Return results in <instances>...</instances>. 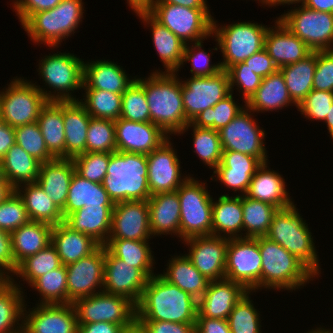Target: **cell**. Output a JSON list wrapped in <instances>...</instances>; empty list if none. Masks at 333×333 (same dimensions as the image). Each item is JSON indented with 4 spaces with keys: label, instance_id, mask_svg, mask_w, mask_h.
Instances as JSON below:
<instances>
[{
    "label": "cell",
    "instance_id": "ab89813d",
    "mask_svg": "<svg viewBox=\"0 0 333 333\" xmlns=\"http://www.w3.org/2000/svg\"><path fill=\"white\" fill-rule=\"evenodd\" d=\"M22 187L24 191L20 187H17L15 191L22 198L30 221L43 222L52 226L64 222L62 211L37 182L23 184Z\"/></svg>",
    "mask_w": 333,
    "mask_h": 333
},
{
    "label": "cell",
    "instance_id": "e0dca14e",
    "mask_svg": "<svg viewBox=\"0 0 333 333\" xmlns=\"http://www.w3.org/2000/svg\"><path fill=\"white\" fill-rule=\"evenodd\" d=\"M105 246L100 245L93 253L82 257L67 269V304L102 291L104 282Z\"/></svg>",
    "mask_w": 333,
    "mask_h": 333
},
{
    "label": "cell",
    "instance_id": "f1b7e54d",
    "mask_svg": "<svg viewBox=\"0 0 333 333\" xmlns=\"http://www.w3.org/2000/svg\"><path fill=\"white\" fill-rule=\"evenodd\" d=\"M91 116L77 100L63 101V123L65 130V158L86 153L87 130Z\"/></svg>",
    "mask_w": 333,
    "mask_h": 333
},
{
    "label": "cell",
    "instance_id": "2a66077c",
    "mask_svg": "<svg viewBox=\"0 0 333 333\" xmlns=\"http://www.w3.org/2000/svg\"><path fill=\"white\" fill-rule=\"evenodd\" d=\"M14 190L15 189L3 176L0 179V202L5 200L12 192H14Z\"/></svg>",
    "mask_w": 333,
    "mask_h": 333
},
{
    "label": "cell",
    "instance_id": "a7ac6f4b",
    "mask_svg": "<svg viewBox=\"0 0 333 333\" xmlns=\"http://www.w3.org/2000/svg\"><path fill=\"white\" fill-rule=\"evenodd\" d=\"M16 270L17 266L13 258L11 233L0 229V273L5 275L7 273L6 276L10 279L8 274L13 273L15 275Z\"/></svg>",
    "mask_w": 333,
    "mask_h": 333
},
{
    "label": "cell",
    "instance_id": "836d02e7",
    "mask_svg": "<svg viewBox=\"0 0 333 333\" xmlns=\"http://www.w3.org/2000/svg\"><path fill=\"white\" fill-rule=\"evenodd\" d=\"M286 190L283 177L274 170L267 169L266 162L257 169L251 178L245 195L282 209L293 204Z\"/></svg>",
    "mask_w": 333,
    "mask_h": 333
},
{
    "label": "cell",
    "instance_id": "94428289",
    "mask_svg": "<svg viewBox=\"0 0 333 333\" xmlns=\"http://www.w3.org/2000/svg\"><path fill=\"white\" fill-rule=\"evenodd\" d=\"M202 43L203 41L196 42L191 46V48L188 46L189 42L186 43L181 65H183V63L186 61H190L192 65L190 69L192 76H213L223 69L220 63L217 65H210V54H207L205 50L201 49L203 45Z\"/></svg>",
    "mask_w": 333,
    "mask_h": 333
},
{
    "label": "cell",
    "instance_id": "277c9868",
    "mask_svg": "<svg viewBox=\"0 0 333 333\" xmlns=\"http://www.w3.org/2000/svg\"><path fill=\"white\" fill-rule=\"evenodd\" d=\"M262 258L261 287L295 290L316 275L296 256L268 239L256 238Z\"/></svg>",
    "mask_w": 333,
    "mask_h": 333
},
{
    "label": "cell",
    "instance_id": "9a60e30c",
    "mask_svg": "<svg viewBox=\"0 0 333 333\" xmlns=\"http://www.w3.org/2000/svg\"><path fill=\"white\" fill-rule=\"evenodd\" d=\"M181 82L183 107L189 122L202 111L214 107L230 93L229 75L226 70L213 76H192Z\"/></svg>",
    "mask_w": 333,
    "mask_h": 333
},
{
    "label": "cell",
    "instance_id": "816d5d0a",
    "mask_svg": "<svg viewBox=\"0 0 333 333\" xmlns=\"http://www.w3.org/2000/svg\"><path fill=\"white\" fill-rule=\"evenodd\" d=\"M232 92L219 101L214 107H209L199 113L190 123L199 128L220 130L232 121L244 108L233 100Z\"/></svg>",
    "mask_w": 333,
    "mask_h": 333
},
{
    "label": "cell",
    "instance_id": "03108f58",
    "mask_svg": "<svg viewBox=\"0 0 333 333\" xmlns=\"http://www.w3.org/2000/svg\"><path fill=\"white\" fill-rule=\"evenodd\" d=\"M146 333H195L196 323L157 320H136Z\"/></svg>",
    "mask_w": 333,
    "mask_h": 333
},
{
    "label": "cell",
    "instance_id": "4dcf8cb0",
    "mask_svg": "<svg viewBox=\"0 0 333 333\" xmlns=\"http://www.w3.org/2000/svg\"><path fill=\"white\" fill-rule=\"evenodd\" d=\"M83 79L82 89H99L123 94L136 77L129 79L123 68L112 61L96 60L84 62Z\"/></svg>",
    "mask_w": 333,
    "mask_h": 333
},
{
    "label": "cell",
    "instance_id": "44dd1931",
    "mask_svg": "<svg viewBox=\"0 0 333 333\" xmlns=\"http://www.w3.org/2000/svg\"><path fill=\"white\" fill-rule=\"evenodd\" d=\"M172 143L165 141L158 149L147 154L148 184L150 195L158 193L174 192L186 180L182 179L180 171V160L177 152L171 146Z\"/></svg>",
    "mask_w": 333,
    "mask_h": 333
},
{
    "label": "cell",
    "instance_id": "8c879c8a",
    "mask_svg": "<svg viewBox=\"0 0 333 333\" xmlns=\"http://www.w3.org/2000/svg\"><path fill=\"white\" fill-rule=\"evenodd\" d=\"M16 143L15 128L0 120V159L6 155L7 151Z\"/></svg>",
    "mask_w": 333,
    "mask_h": 333
},
{
    "label": "cell",
    "instance_id": "ffe728a7",
    "mask_svg": "<svg viewBox=\"0 0 333 333\" xmlns=\"http://www.w3.org/2000/svg\"><path fill=\"white\" fill-rule=\"evenodd\" d=\"M183 241L191 248L185 255L203 276L210 281L225 279L228 238L210 235Z\"/></svg>",
    "mask_w": 333,
    "mask_h": 333
},
{
    "label": "cell",
    "instance_id": "484cf974",
    "mask_svg": "<svg viewBox=\"0 0 333 333\" xmlns=\"http://www.w3.org/2000/svg\"><path fill=\"white\" fill-rule=\"evenodd\" d=\"M262 164L256 157L236 151H223L221 163L213 173L227 188L245 195L251 178Z\"/></svg>",
    "mask_w": 333,
    "mask_h": 333
},
{
    "label": "cell",
    "instance_id": "d6a6232c",
    "mask_svg": "<svg viewBox=\"0 0 333 333\" xmlns=\"http://www.w3.org/2000/svg\"><path fill=\"white\" fill-rule=\"evenodd\" d=\"M136 14L151 26L153 43L167 73H177L182 64L186 44L168 28L156 21L147 11Z\"/></svg>",
    "mask_w": 333,
    "mask_h": 333
},
{
    "label": "cell",
    "instance_id": "ba28073f",
    "mask_svg": "<svg viewBox=\"0 0 333 333\" xmlns=\"http://www.w3.org/2000/svg\"><path fill=\"white\" fill-rule=\"evenodd\" d=\"M200 183L188 176L176 190L181 207L180 238L182 240L212 235L213 198L206 190V183Z\"/></svg>",
    "mask_w": 333,
    "mask_h": 333
},
{
    "label": "cell",
    "instance_id": "4316f807",
    "mask_svg": "<svg viewBox=\"0 0 333 333\" xmlns=\"http://www.w3.org/2000/svg\"><path fill=\"white\" fill-rule=\"evenodd\" d=\"M75 171L72 159L55 158L40 164L37 183L61 211L66 204L70 182Z\"/></svg>",
    "mask_w": 333,
    "mask_h": 333
},
{
    "label": "cell",
    "instance_id": "681fc988",
    "mask_svg": "<svg viewBox=\"0 0 333 333\" xmlns=\"http://www.w3.org/2000/svg\"><path fill=\"white\" fill-rule=\"evenodd\" d=\"M189 127H193L194 152L198 154L203 163L211 169H215L221 163L223 153L219 131L199 128L188 123L179 134L186 132Z\"/></svg>",
    "mask_w": 333,
    "mask_h": 333
},
{
    "label": "cell",
    "instance_id": "e575fe53",
    "mask_svg": "<svg viewBox=\"0 0 333 333\" xmlns=\"http://www.w3.org/2000/svg\"><path fill=\"white\" fill-rule=\"evenodd\" d=\"M242 229V194L235 197L221 195L216 202H212V236L221 237L223 232V238H242L241 234H237Z\"/></svg>",
    "mask_w": 333,
    "mask_h": 333
},
{
    "label": "cell",
    "instance_id": "60d3db41",
    "mask_svg": "<svg viewBox=\"0 0 333 333\" xmlns=\"http://www.w3.org/2000/svg\"><path fill=\"white\" fill-rule=\"evenodd\" d=\"M167 272L160 274L169 283L199 300L207 290L210 280L203 276L186 256H176L169 260Z\"/></svg>",
    "mask_w": 333,
    "mask_h": 333
},
{
    "label": "cell",
    "instance_id": "09005b40",
    "mask_svg": "<svg viewBox=\"0 0 333 333\" xmlns=\"http://www.w3.org/2000/svg\"><path fill=\"white\" fill-rule=\"evenodd\" d=\"M120 333H146L141 325L135 321L130 327L124 328Z\"/></svg>",
    "mask_w": 333,
    "mask_h": 333
},
{
    "label": "cell",
    "instance_id": "680465c9",
    "mask_svg": "<svg viewBox=\"0 0 333 333\" xmlns=\"http://www.w3.org/2000/svg\"><path fill=\"white\" fill-rule=\"evenodd\" d=\"M30 221L22 198L14 190L0 202V229L12 233Z\"/></svg>",
    "mask_w": 333,
    "mask_h": 333
},
{
    "label": "cell",
    "instance_id": "f35d334b",
    "mask_svg": "<svg viewBox=\"0 0 333 333\" xmlns=\"http://www.w3.org/2000/svg\"><path fill=\"white\" fill-rule=\"evenodd\" d=\"M48 151L55 158H65L63 101H48L37 119Z\"/></svg>",
    "mask_w": 333,
    "mask_h": 333
},
{
    "label": "cell",
    "instance_id": "f546056e",
    "mask_svg": "<svg viewBox=\"0 0 333 333\" xmlns=\"http://www.w3.org/2000/svg\"><path fill=\"white\" fill-rule=\"evenodd\" d=\"M153 236L172 233L180 238V200L177 191L152 195L148 199Z\"/></svg>",
    "mask_w": 333,
    "mask_h": 333
},
{
    "label": "cell",
    "instance_id": "7c38bea8",
    "mask_svg": "<svg viewBox=\"0 0 333 333\" xmlns=\"http://www.w3.org/2000/svg\"><path fill=\"white\" fill-rule=\"evenodd\" d=\"M298 8L278 19L312 51L333 50V13Z\"/></svg>",
    "mask_w": 333,
    "mask_h": 333
},
{
    "label": "cell",
    "instance_id": "11a10c76",
    "mask_svg": "<svg viewBox=\"0 0 333 333\" xmlns=\"http://www.w3.org/2000/svg\"><path fill=\"white\" fill-rule=\"evenodd\" d=\"M120 118L134 122H151L144 87L136 79L122 94Z\"/></svg>",
    "mask_w": 333,
    "mask_h": 333
},
{
    "label": "cell",
    "instance_id": "deb4b68c",
    "mask_svg": "<svg viewBox=\"0 0 333 333\" xmlns=\"http://www.w3.org/2000/svg\"><path fill=\"white\" fill-rule=\"evenodd\" d=\"M10 279L3 273H0V289L9 281Z\"/></svg>",
    "mask_w": 333,
    "mask_h": 333
},
{
    "label": "cell",
    "instance_id": "d4e9b609",
    "mask_svg": "<svg viewBox=\"0 0 333 333\" xmlns=\"http://www.w3.org/2000/svg\"><path fill=\"white\" fill-rule=\"evenodd\" d=\"M276 29L268 28L264 49L273 59L275 65L279 68L296 63L308 56L312 50L296 35H294L283 23L277 18Z\"/></svg>",
    "mask_w": 333,
    "mask_h": 333
},
{
    "label": "cell",
    "instance_id": "8fae6325",
    "mask_svg": "<svg viewBox=\"0 0 333 333\" xmlns=\"http://www.w3.org/2000/svg\"><path fill=\"white\" fill-rule=\"evenodd\" d=\"M78 324L109 322L130 327L136 321V305L128 298L99 291L74 303Z\"/></svg>",
    "mask_w": 333,
    "mask_h": 333
},
{
    "label": "cell",
    "instance_id": "1f68e13d",
    "mask_svg": "<svg viewBox=\"0 0 333 333\" xmlns=\"http://www.w3.org/2000/svg\"><path fill=\"white\" fill-rule=\"evenodd\" d=\"M51 244L65 266L93 253L100 246L92 237L73 231L64 222L53 226Z\"/></svg>",
    "mask_w": 333,
    "mask_h": 333
},
{
    "label": "cell",
    "instance_id": "8992f818",
    "mask_svg": "<svg viewBox=\"0 0 333 333\" xmlns=\"http://www.w3.org/2000/svg\"><path fill=\"white\" fill-rule=\"evenodd\" d=\"M82 0H62L53 9L34 13L22 26L33 42L57 47L74 34L83 16Z\"/></svg>",
    "mask_w": 333,
    "mask_h": 333
},
{
    "label": "cell",
    "instance_id": "6f0895ef",
    "mask_svg": "<svg viewBox=\"0 0 333 333\" xmlns=\"http://www.w3.org/2000/svg\"><path fill=\"white\" fill-rule=\"evenodd\" d=\"M76 172L89 181L102 183L106 177L110 153L86 152L73 159Z\"/></svg>",
    "mask_w": 333,
    "mask_h": 333
},
{
    "label": "cell",
    "instance_id": "cb8c5ba5",
    "mask_svg": "<svg viewBox=\"0 0 333 333\" xmlns=\"http://www.w3.org/2000/svg\"><path fill=\"white\" fill-rule=\"evenodd\" d=\"M247 292L242 284L226 278L210 281L207 290L198 300L197 317L227 320L234 306Z\"/></svg>",
    "mask_w": 333,
    "mask_h": 333
},
{
    "label": "cell",
    "instance_id": "67dfc351",
    "mask_svg": "<svg viewBox=\"0 0 333 333\" xmlns=\"http://www.w3.org/2000/svg\"><path fill=\"white\" fill-rule=\"evenodd\" d=\"M307 333H333L331 330H326L324 328H317L315 330L312 329V331Z\"/></svg>",
    "mask_w": 333,
    "mask_h": 333
},
{
    "label": "cell",
    "instance_id": "f907efd6",
    "mask_svg": "<svg viewBox=\"0 0 333 333\" xmlns=\"http://www.w3.org/2000/svg\"><path fill=\"white\" fill-rule=\"evenodd\" d=\"M30 286L42 296L39 304H67V269L65 265L37 278Z\"/></svg>",
    "mask_w": 333,
    "mask_h": 333
},
{
    "label": "cell",
    "instance_id": "11e5206c",
    "mask_svg": "<svg viewBox=\"0 0 333 333\" xmlns=\"http://www.w3.org/2000/svg\"><path fill=\"white\" fill-rule=\"evenodd\" d=\"M134 12L147 11L153 4L154 0H127Z\"/></svg>",
    "mask_w": 333,
    "mask_h": 333
},
{
    "label": "cell",
    "instance_id": "91938a15",
    "mask_svg": "<svg viewBox=\"0 0 333 333\" xmlns=\"http://www.w3.org/2000/svg\"><path fill=\"white\" fill-rule=\"evenodd\" d=\"M230 92L233 91V86H237L242 90L243 99L246 103L251 96L257 91L262 83L263 78L256 75L244 62L237 63L231 66L228 70Z\"/></svg>",
    "mask_w": 333,
    "mask_h": 333
},
{
    "label": "cell",
    "instance_id": "bcb514c9",
    "mask_svg": "<svg viewBox=\"0 0 333 333\" xmlns=\"http://www.w3.org/2000/svg\"><path fill=\"white\" fill-rule=\"evenodd\" d=\"M242 209L243 231H247L243 237L257 238L266 236L274 214L279 208L242 195Z\"/></svg>",
    "mask_w": 333,
    "mask_h": 333
},
{
    "label": "cell",
    "instance_id": "b62a3aed",
    "mask_svg": "<svg viewBox=\"0 0 333 333\" xmlns=\"http://www.w3.org/2000/svg\"><path fill=\"white\" fill-rule=\"evenodd\" d=\"M3 177V172H2V161L0 159V179Z\"/></svg>",
    "mask_w": 333,
    "mask_h": 333
},
{
    "label": "cell",
    "instance_id": "8d00e7d4",
    "mask_svg": "<svg viewBox=\"0 0 333 333\" xmlns=\"http://www.w3.org/2000/svg\"><path fill=\"white\" fill-rule=\"evenodd\" d=\"M52 228L53 226L47 223L29 221L11 233L16 266L51 243Z\"/></svg>",
    "mask_w": 333,
    "mask_h": 333
},
{
    "label": "cell",
    "instance_id": "f6af8a7d",
    "mask_svg": "<svg viewBox=\"0 0 333 333\" xmlns=\"http://www.w3.org/2000/svg\"><path fill=\"white\" fill-rule=\"evenodd\" d=\"M104 246L113 256L140 269L148 278L155 275L152 270L154 256L148 241L108 239Z\"/></svg>",
    "mask_w": 333,
    "mask_h": 333
},
{
    "label": "cell",
    "instance_id": "7402d4cb",
    "mask_svg": "<svg viewBox=\"0 0 333 333\" xmlns=\"http://www.w3.org/2000/svg\"><path fill=\"white\" fill-rule=\"evenodd\" d=\"M114 123L116 149L120 152L147 155L170 139L152 122H134L119 118Z\"/></svg>",
    "mask_w": 333,
    "mask_h": 333
},
{
    "label": "cell",
    "instance_id": "ee69618b",
    "mask_svg": "<svg viewBox=\"0 0 333 333\" xmlns=\"http://www.w3.org/2000/svg\"><path fill=\"white\" fill-rule=\"evenodd\" d=\"M19 287L20 285L10 278L0 289V333H23V320L21 324L19 321L24 317L26 305L23 291Z\"/></svg>",
    "mask_w": 333,
    "mask_h": 333
},
{
    "label": "cell",
    "instance_id": "30bf717a",
    "mask_svg": "<svg viewBox=\"0 0 333 333\" xmlns=\"http://www.w3.org/2000/svg\"><path fill=\"white\" fill-rule=\"evenodd\" d=\"M147 12L185 44L200 42L212 35L213 17L209 9H192L169 3H153Z\"/></svg>",
    "mask_w": 333,
    "mask_h": 333
},
{
    "label": "cell",
    "instance_id": "9f6ffc18",
    "mask_svg": "<svg viewBox=\"0 0 333 333\" xmlns=\"http://www.w3.org/2000/svg\"><path fill=\"white\" fill-rule=\"evenodd\" d=\"M248 291L234 306L228 317L231 333H261L260 316L250 300Z\"/></svg>",
    "mask_w": 333,
    "mask_h": 333
},
{
    "label": "cell",
    "instance_id": "be15d7a7",
    "mask_svg": "<svg viewBox=\"0 0 333 333\" xmlns=\"http://www.w3.org/2000/svg\"><path fill=\"white\" fill-rule=\"evenodd\" d=\"M313 89L333 92V50L317 51Z\"/></svg>",
    "mask_w": 333,
    "mask_h": 333
},
{
    "label": "cell",
    "instance_id": "2644e50d",
    "mask_svg": "<svg viewBox=\"0 0 333 333\" xmlns=\"http://www.w3.org/2000/svg\"><path fill=\"white\" fill-rule=\"evenodd\" d=\"M123 329L121 325L101 321L89 324H78L77 333H120Z\"/></svg>",
    "mask_w": 333,
    "mask_h": 333
},
{
    "label": "cell",
    "instance_id": "003e7915",
    "mask_svg": "<svg viewBox=\"0 0 333 333\" xmlns=\"http://www.w3.org/2000/svg\"><path fill=\"white\" fill-rule=\"evenodd\" d=\"M244 63L256 75L261 76L262 78H265L278 70V67L275 65L273 59L264 48L251 55L244 61Z\"/></svg>",
    "mask_w": 333,
    "mask_h": 333
},
{
    "label": "cell",
    "instance_id": "b9f144b4",
    "mask_svg": "<svg viewBox=\"0 0 333 333\" xmlns=\"http://www.w3.org/2000/svg\"><path fill=\"white\" fill-rule=\"evenodd\" d=\"M1 161L3 176L14 189L37 182L41 163L18 144L15 143Z\"/></svg>",
    "mask_w": 333,
    "mask_h": 333
},
{
    "label": "cell",
    "instance_id": "5b68a950",
    "mask_svg": "<svg viewBox=\"0 0 333 333\" xmlns=\"http://www.w3.org/2000/svg\"><path fill=\"white\" fill-rule=\"evenodd\" d=\"M294 203L278 209L266 237L277 242L302 261L315 275H319V260L311 232Z\"/></svg>",
    "mask_w": 333,
    "mask_h": 333
},
{
    "label": "cell",
    "instance_id": "5bb4252c",
    "mask_svg": "<svg viewBox=\"0 0 333 333\" xmlns=\"http://www.w3.org/2000/svg\"><path fill=\"white\" fill-rule=\"evenodd\" d=\"M38 70L45 83L55 89V93L58 91L55 101L76 100L69 92L83 88L84 61L74 54L47 55L40 61Z\"/></svg>",
    "mask_w": 333,
    "mask_h": 333
},
{
    "label": "cell",
    "instance_id": "db71d44e",
    "mask_svg": "<svg viewBox=\"0 0 333 333\" xmlns=\"http://www.w3.org/2000/svg\"><path fill=\"white\" fill-rule=\"evenodd\" d=\"M15 140L16 144L40 163L55 159L46 147L37 122L15 127Z\"/></svg>",
    "mask_w": 333,
    "mask_h": 333
},
{
    "label": "cell",
    "instance_id": "ac0fdd59",
    "mask_svg": "<svg viewBox=\"0 0 333 333\" xmlns=\"http://www.w3.org/2000/svg\"><path fill=\"white\" fill-rule=\"evenodd\" d=\"M148 200H129L114 204L108 239L149 241Z\"/></svg>",
    "mask_w": 333,
    "mask_h": 333
},
{
    "label": "cell",
    "instance_id": "83f0119b",
    "mask_svg": "<svg viewBox=\"0 0 333 333\" xmlns=\"http://www.w3.org/2000/svg\"><path fill=\"white\" fill-rule=\"evenodd\" d=\"M114 205L84 206L69 214L64 223L73 231L84 233L104 246L111 231Z\"/></svg>",
    "mask_w": 333,
    "mask_h": 333
},
{
    "label": "cell",
    "instance_id": "7a4b0ae2",
    "mask_svg": "<svg viewBox=\"0 0 333 333\" xmlns=\"http://www.w3.org/2000/svg\"><path fill=\"white\" fill-rule=\"evenodd\" d=\"M144 79L136 80L144 87L151 122L166 134H179L190 123L183 107L182 82L175 73L158 70Z\"/></svg>",
    "mask_w": 333,
    "mask_h": 333
},
{
    "label": "cell",
    "instance_id": "4fadbf2b",
    "mask_svg": "<svg viewBox=\"0 0 333 333\" xmlns=\"http://www.w3.org/2000/svg\"><path fill=\"white\" fill-rule=\"evenodd\" d=\"M262 258L256 238L229 239L225 278L242 284L248 291L261 287Z\"/></svg>",
    "mask_w": 333,
    "mask_h": 333
},
{
    "label": "cell",
    "instance_id": "c3c4849f",
    "mask_svg": "<svg viewBox=\"0 0 333 333\" xmlns=\"http://www.w3.org/2000/svg\"><path fill=\"white\" fill-rule=\"evenodd\" d=\"M85 98L80 99L93 118L118 120L122 110V94L99 89H84Z\"/></svg>",
    "mask_w": 333,
    "mask_h": 333
},
{
    "label": "cell",
    "instance_id": "6da1fadb",
    "mask_svg": "<svg viewBox=\"0 0 333 333\" xmlns=\"http://www.w3.org/2000/svg\"><path fill=\"white\" fill-rule=\"evenodd\" d=\"M197 314L198 300L160 274L148 279L136 305V320L196 323Z\"/></svg>",
    "mask_w": 333,
    "mask_h": 333
},
{
    "label": "cell",
    "instance_id": "753ad0ef",
    "mask_svg": "<svg viewBox=\"0 0 333 333\" xmlns=\"http://www.w3.org/2000/svg\"><path fill=\"white\" fill-rule=\"evenodd\" d=\"M153 3H169L192 9H209L206 0H154Z\"/></svg>",
    "mask_w": 333,
    "mask_h": 333
},
{
    "label": "cell",
    "instance_id": "52a82bcc",
    "mask_svg": "<svg viewBox=\"0 0 333 333\" xmlns=\"http://www.w3.org/2000/svg\"><path fill=\"white\" fill-rule=\"evenodd\" d=\"M40 86L15 78L0 92V120L12 127L37 122L41 108L48 101H55V93L42 90Z\"/></svg>",
    "mask_w": 333,
    "mask_h": 333
},
{
    "label": "cell",
    "instance_id": "7bdbcfd3",
    "mask_svg": "<svg viewBox=\"0 0 333 333\" xmlns=\"http://www.w3.org/2000/svg\"><path fill=\"white\" fill-rule=\"evenodd\" d=\"M317 62V51H312L304 59L279 68L292 101L299 106L313 90V78Z\"/></svg>",
    "mask_w": 333,
    "mask_h": 333
},
{
    "label": "cell",
    "instance_id": "d6986e66",
    "mask_svg": "<svg viewBox=\"0 0 333 333\" xmlns=\"http://www.w3.org/2000/svg\"><path fill=\"white\" fill-rule=\"evenodd\" d=\"M148 279L140 269L124 263L105 248L103 291L124 296L137 305Z\"/></svg>",
    "mask_w": 333,
    "mask_h": 333
},
{
    "label": "cell",
    "instance_id": "7dc6e473",
    "mask_svg": "<svg viewBox=\"0 0 333 333\" xmlns=\"http://www.w3.org/2000/svg\"><path fill=\"white\" fill-rule=\"evenodd\" d=\"M62 265L60 257L50 243L34 255L26 257L17 265L15 274L31 285L37 278L59 268Z\"/></svg>",
    "mask_w": 333,
    "mask_h": 333
},
{
    "label": "cell",
    "instance_id": "89a4df30",
    "mask_svg": "<svg viewBox=\"0 0 333 333\" xmlns=\"http://www.w3.org/2000/svg\"><path fill=\"white\" fill-rule=\"evenodd\" d=\"M195 333H231L228 320L197 317Z\"/></svg>",
    "mask_w": 333,
    "mask_h": 333
},
{
    "label": "cell",
    "instance_id": "f5cc1de1",
    "mask_svg": "<svg viewBox=\"0 0 333 333\" xmlns=\"http://www.w3.org/2000/svg\"><path fill=\"white\" fill-rule=\"evenodd\" d=\"M117 151L115 123L111 119L91 117L86 139V152L112 153Z\"/></svg>",
    "mask_w": 333,
    "mask_h": 333
},
{
    "label": "cell",
    "instance_id": "b9fcfbb0",
    "mask_svg": "<svg viewBox=\"0 0 333 333\" xmlns=\"http://www.w3.org/2000/svg\"><path fill=\"white\" fill-rule=\"evenodd\" d=\"M302 2L301 4H303L304 0H264L262 3L263 4H266V5H269V6H278V4H296V3H300Z\"/></svg>",
    "mask_w": 333,
    "mask_h": 333
},
{
    "label": "cell",
    "instance_id": "603a6c76",
    "mask_svg": "<svg viewBox=\"0 0 333 333\" xmlns=\"http://www.w3.org/2000/svg\"><path fill=\"white\" fill-rule=\"evenodd\" d=\"M24 313L23 333H77L78 321L73 303L37 304Z\"/></svg>",
    "mask_w": 333,
    "mask_h": 333
},
{
    "label": "cell",
    "instance_id": "d590c367",
    "mask_svg": "<svg viewBox=\"0 0 333 333\" xmlns=\"http://www.w3.org/2000/svg\"><path fill=\"white\" fill-rule=\"evenodd\" d=\"M282 72H276L263 78L261 85L244 106L254 112L279 110L292 105Z\"/></svg>",
    "mask_w": 333,
    "mask_h": 333
},
{
    "label": "cell",
    "instance_id": "9c48e42d",
    "mask_svg": "<svg viewBox=\"0 0 333 333\" xmlns=\"http://www.w3.org/2000/svg\"><path fill=\"white\" fill-rule=\"evenodd\" d=\"M268 27L258 23L238 22L218 28L213 19L212 37L223 54L221 67L228 70L231 66L244 62L254 53L264 48Z\"/></svg>",
    "mask_w": 333,
    "mask_h": 333
},
{
    "label": "cell",
    "instance_id": "74e56055",
    "mask_svg": "<svg viewBox=\"0 0 333 333\" xmlns=\"http://www.w3.org/2000/svg\"><path fill=\"white\" fill-rule=\"evenodd\" d=\"M114 205L102 183L80 176L76 171L71 179L66 204L62 211L64 219L84 206Z\"/></svg>",
    "mask_w": 333,
    "mask_h": 333
},
{
    "label": "cell",
    "instance_id": "2e32d148",
    "mask_svg": "<svg viewBox=\"0 0 333 333\" xmlns=\"http://www.w3.org/2000/svg\"><path fill=\"white\" fill-rule=\"evenodd\" d=\"M249 112V113H248ZM246 107L226 126L219 130L223 151H236L268 162L264 146L265 131L257 126Z\"/></svg>",
    "mask_w": 333,
    "mask_h": 333
},
{
    "label": "cell",
    "instance_id": "34e18365",
    "mask_svg": "<svg viewBox=\"0 0 333 333\" xmlns=\"http://www.w3.org/2000/svg\"><path fill=\"white\" fill-rule=\"evenodd\" d=\"M303 5L316 11L333 13V0H304Z\"/></svg>",
    "mask_w": 333,
    "mask_h": 333
},
{
    "label": "cell",
    "instance_id": "979ff035",
    "mask_svg": "<svg viewBox=\"0 0 333 333\" xmlns=\"http://www.w3.org/2000/svg\"><path fill=\"white\" fill-rule=\"evenodd\" d=\"M325 122L327 123L328 132L331 136V139L333 140V104L330 107V110L328 111V115L325 119Z\"/></svg>",
    "mask_w": 333,
    "mask_h": 333
},
{
    "label": "cell",
    "instance_id": "e7e4bbea",
    "mask_svg": "<svg viewBox=\"0 0 333 333\" xmlns=\"http://www.w3.org/2000/svg\"><path fill=\"white\" fill-rule=\"evenodd\" d=\"M62 0H16L13 5L23 25L34 13L56 7Z\"/></svg>",
    "mask_w": 333,
    "mask_h": 333
},
{
    "label": "cell",
    "instance_id": "3957f363",
    "mask_svg": "<svg viewBox=\"0 0 333 333\" xmlns=\"http://www.w3.org/2000/svg\"><path fill=\"white\" fill-rule=\"evenodd\" d=\"M147 156L139 153L115 151L110 153L104 189L115 203L129 200H148Z\"/></svg>",
    "mask_w": 333,
    "mask_h": 333
},
{
    "label": "cell",
    "instance_id": "6125c7cd",
    "mask_svg": "<svg viewBox=\"0 0 333 333\" xmlns=\"http://www.w3.org/2000/svg\"><path fill=\"white\" fill-rule=\"evenodd\" d=\"M333 104V92L312 90L297 107L308 119L325 121Z\"/></svg>",
    "mask_w": 333,
    "mask_h": 333
}]
</instances>
